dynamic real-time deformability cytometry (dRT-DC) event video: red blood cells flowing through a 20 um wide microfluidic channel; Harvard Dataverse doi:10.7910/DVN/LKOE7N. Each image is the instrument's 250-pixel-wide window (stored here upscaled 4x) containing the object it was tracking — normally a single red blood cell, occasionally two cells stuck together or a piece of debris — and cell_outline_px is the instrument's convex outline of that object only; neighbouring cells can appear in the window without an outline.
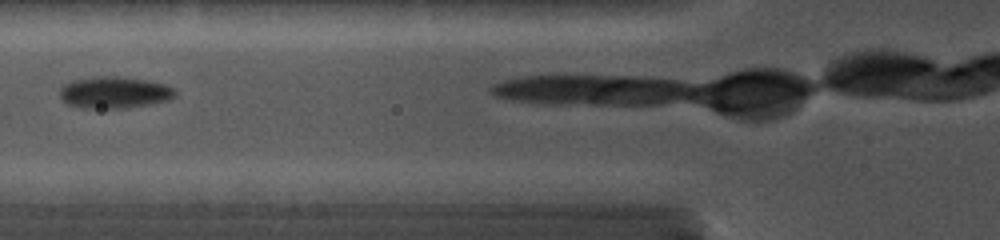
{"species": "common noctule bat (a hibernating species)", "species_latin": "Nyctalus noctula", "temperature_condition": "cold", "stored_images_in_passage": 11, "camera_frame_rate_fps": 5000, "um_per_image_px": 0.085, "animal": {"sex": "female", "body_mass_g": 19.0, "forearm_length_mm": 56.7}, "frame": {"image": 1, "passage_image": 2, "time_ms": 1.0, "image_size_px": [1000, 240], "cell_outline_px": [[176, 96], [168, 100], [128, 108], [80, 108], [68, 104], [60, 100], [60, 88], [64, 84], [72, 80], [92, 76], [116, 76], [144, 80], [164, 84], [172, 88], [176, 92]], "centroid_in_image_um": [9.66, 7.86], "position_along_channel_um": 116.1, "area_um2": 21.39}}